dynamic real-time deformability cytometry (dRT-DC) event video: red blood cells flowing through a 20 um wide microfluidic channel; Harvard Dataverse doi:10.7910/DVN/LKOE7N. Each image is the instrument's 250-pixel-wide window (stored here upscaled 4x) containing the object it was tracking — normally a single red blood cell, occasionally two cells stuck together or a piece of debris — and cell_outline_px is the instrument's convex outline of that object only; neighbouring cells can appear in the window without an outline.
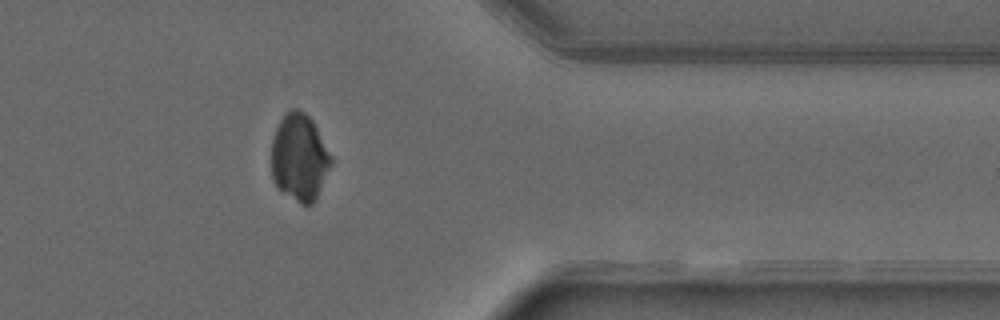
{"species": "common noctule bat (a hibernating species)", "species_latin": "Nyctalus noctula", "temperature_condition": "warm", "stored_images_in_passage": 49, "camera_frame_rate_fps": 3000, "um_per_image_px": 0.085, "animal": {"sex": "male", "forearm_length_mm": 52.5}, "frame": {"image": 1, "passage_image": 40, "time_ms": 13.0, "image_size_px": [1000, 320], "cell_outline_px": [[332, 164], [312, 204], [300, 204], [276, 188], [272, 180], [272, 140], [276, 128], [284, 112], [288, 108], [296, 108], [304, 112], [312, 120], [332, 156]], "centroid_in_image_um": [25.43, 13.36], "position_along_channel_um": 386.0, "area_um2": 30.35}}
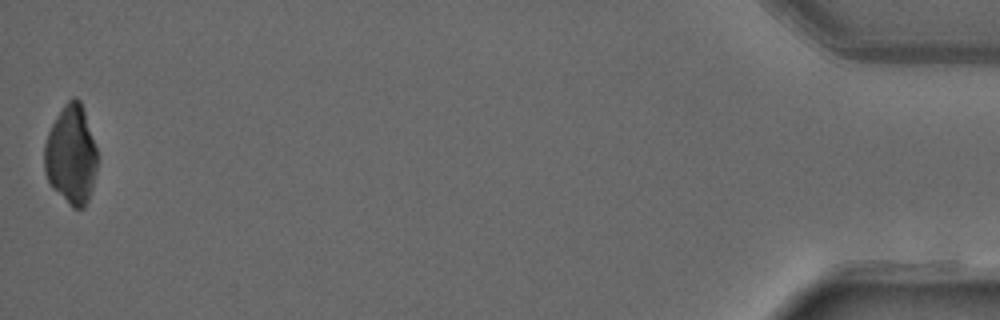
{"frame": {"image": 2, "passage_image": 49, "time_ms": 16.0, "image_size_px": [1000, 320], "cell_outline_px": [[96, 172], [92, 188], [88, 200], [84, 208], [72, 208], [52, 188], [44, 172], [44, 144], [48, 132], [56, 116], [64, 104], [72, 96], [76, 96], [80, 100], [96, 148]], "centroid_in_image_um": [6.02, 13.17], "position_along_channel_um": 429.2, "area_um2": 30.52}}